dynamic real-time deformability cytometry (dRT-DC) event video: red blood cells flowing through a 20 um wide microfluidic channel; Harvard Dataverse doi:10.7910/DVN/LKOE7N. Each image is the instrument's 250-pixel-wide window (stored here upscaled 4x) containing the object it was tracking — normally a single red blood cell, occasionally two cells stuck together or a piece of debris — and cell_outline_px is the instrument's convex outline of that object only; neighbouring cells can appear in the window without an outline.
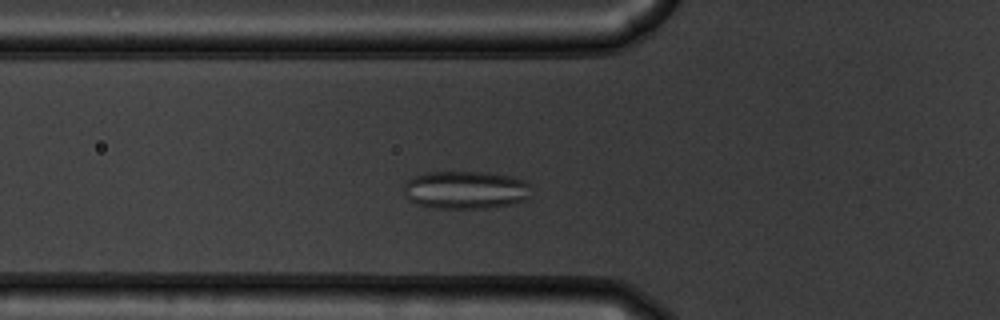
{"species": "common noctule bat (a hibernating species)", "species_latin": "Nyctalus noctula", "temperature_condition": "warm", "stored_images_in_passage": 47, "camera_frame_rate_fps": 3000, "um_per_image_px": 0.085, "animal": {"sex": "male", "body_mass_g": 19.5, "forearm_length_mm": 54.6}, "frame": {"image": 1, "passage_image": 12, "time_ms": 3.667, "image_size_px": [1000, 320], "cell_outline_px": [[528, 200], [512, 204], [484, 208], [432, 208], [416, 204], [408, 200], [404, 196], [404, 184], [408, 180], [416, 176], [428, 172], [480, 172], [512, 176], [528, 180]], "centroid_in_image_um": [39.56, 16.15], "position_along_channel_um": 86.2, "area_um2": 28.32}}
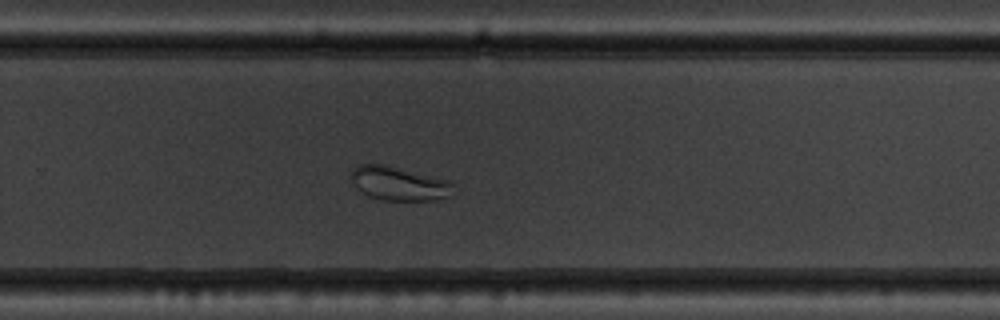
{"frame": {"image": 2, "passage_image": 29, "time_ms": 9.333, "image_size_px": [1000, 320], "cell_outline_px": [[452, 184], [448, 196], [436, 200], [380, 200], [368, 196], [360, 192], [356, 188], [352, 180], [352, 172], [360, 164], [384, 164], [448, 180]], "centroid_in_image_um": [33.86, 15.61], "position_along_channel_um": 295.9, "area_um2": 19.83}}
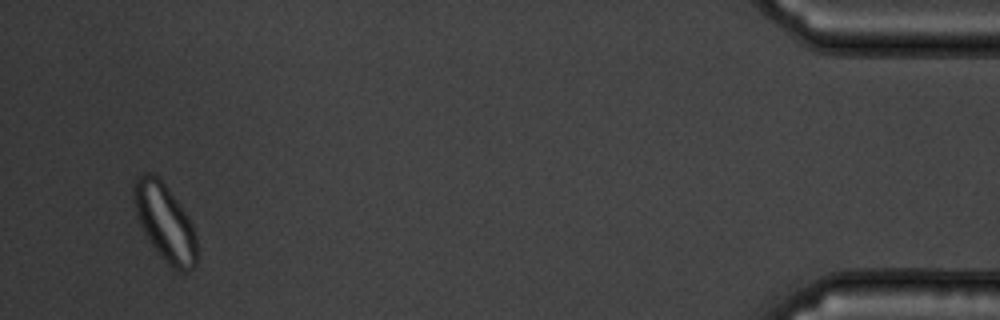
{"frame": {"image": 3, "passage_image": 45, "time_ms": 14.667, "image_size_px": [1000, 320], "cell_outline_px": [[196, 264], [188, 272], [180, 272], [172, 268], [160, 256], [152, 244], [140, 224], [136, 216], [132, 192], [132, 188], [136, 176], [140, 172], [148, 172], [156, 176], [168, 188], [188, 216], [192, 224], [196, 236]], "centroid_in_image_um": [14.0, 18.89], "position_along_channel_um": 421.2, "area_um2": 28.26}}